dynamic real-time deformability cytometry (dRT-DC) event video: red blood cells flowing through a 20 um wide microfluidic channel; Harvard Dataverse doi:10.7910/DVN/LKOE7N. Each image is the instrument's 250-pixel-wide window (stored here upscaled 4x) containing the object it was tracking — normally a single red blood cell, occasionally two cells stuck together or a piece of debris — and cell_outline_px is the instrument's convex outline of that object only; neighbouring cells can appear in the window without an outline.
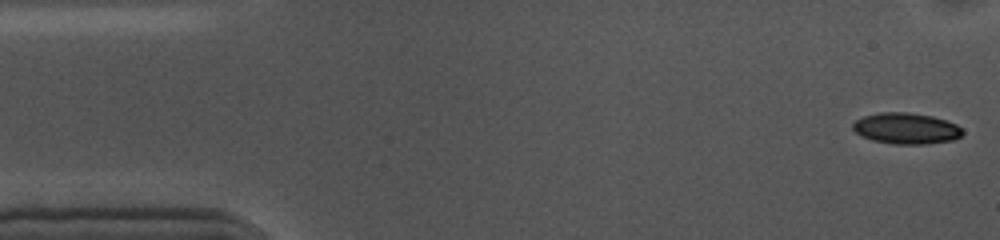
{"species": "common noctule bat (a hibernating species)", "species_latin": "Nyctalus noctula", "temperature_condition": "cold", "stored_images_in_passage": 54, "camera_frame_rate_fps": 3000, "um_per_image_px": 0.085, "animal": {"sex": "female", "body_mass_g": 10.0, "forearm_length_mm": 53.1}, "frame": {"image": 1, "passage_image": 1, "time_ms": 0.0, "image_size_px": [1000, 240], "cell_outline_px": [[964, 132], [960, 136], [952, 140], [924, 144], [892, 144], [872, 140], [856, 132], [852, 128], [852, 124], [856, 120], [864, 116], [880, 112], [908, 112], [932, 116], [956, 124]], "centroid_in_image_um": [77.01, 10.91], "position_along_channel_um": 8.0, "area_um2": 19.71}}
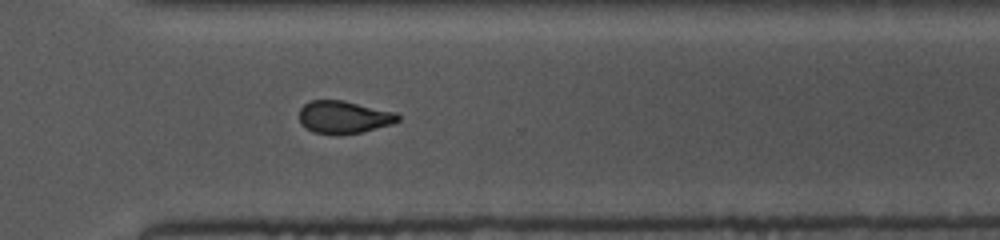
{"frame": {"image": 2, "passage_image": 38, "time_ms": 12.333, "image_size_px": [1000, 240], "cell_outline_px": [[400, 120], [392, 124], [360, 132], [340, 136], [312, 132], [304, 128], [300, 124], [300, 108], [304, 104], [312, 100], [344, 100], [396, 112], [400, 116]], "centroid_in_image_um": [29.21, 9.97], "position_along_channel_um": 341.4, "area_um2": 19.07}}
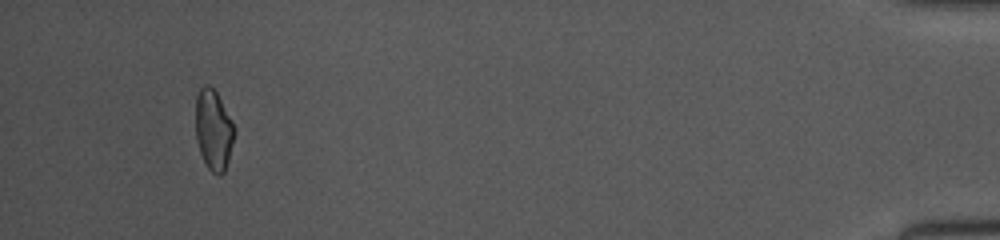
{"frame": {"image": 3, "passage_image": 51, "time_ms": 16.667, "image_size_px": [1000, 240], "cell_outline_px": [[236, 132], [228, 160], [224, 172], [220, 176], [216, 176], [208, 168], [200, 152], [196, 140], [196, 96], [200, 88], [204, 84], [208, 84], [216, 92], [232, 120], [236, 128]], "centroid_in_image_um": [18.16, 11.05], "position_along_channel_um": 417.0, "area_um2": 18.26}, "authors_computed_cell_mechanics": {"area_um2": 19.8543, "velocity_mm_per_s": 3.5691, "shape_relaxation_time_tau1_ms": 4.7391, "shape_relaxation_time_tau2_ms": 2.985, "deformation_change_tau1": 0.1193, "deformation_change_tau2": 0.084}}